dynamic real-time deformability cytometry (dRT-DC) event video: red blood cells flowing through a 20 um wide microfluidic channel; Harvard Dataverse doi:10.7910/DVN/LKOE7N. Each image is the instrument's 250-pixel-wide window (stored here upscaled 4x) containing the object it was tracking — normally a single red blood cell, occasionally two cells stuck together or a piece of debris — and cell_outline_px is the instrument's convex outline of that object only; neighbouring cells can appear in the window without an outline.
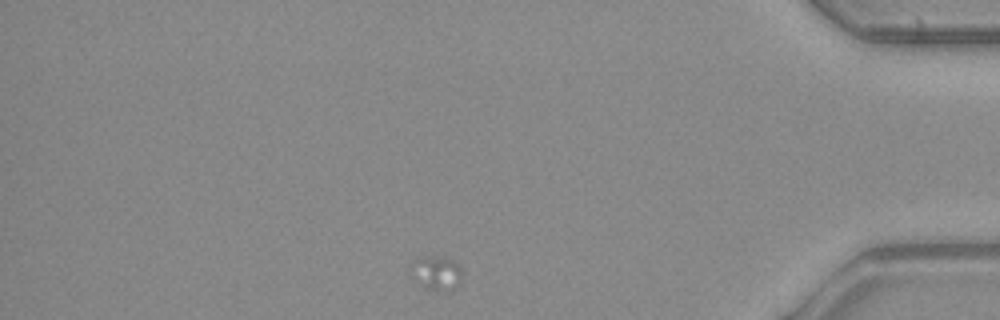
{"species": "common noctule bat (a hibernating species)", "species_latin": "Nyctalus noctula", "temperature_condition": "warm", "stored_images_in_passage": 45, "camera_frame_rate_fps": 3000, "um_per_image_px": 0.085, "animal": {"sex": "male", "body_mass_g": 23.1, "forearm_length_mm": 52.7}, "frame": {"image": 1, "passage_image": 45, "time_ms": 14.667, "image_size_px": [1000, 320], "cell_outline_px": [[460, 280], [456, 288], [452, 292], [444, 292], [428, 288], [420, 284], [412, 276], [408, 264], [412, 260], [432, 256], [452, 260], [460, 264]], "centroid_in_image_um": [37.08, 23.22], "position_along_channel_um": 398.1, "area_um2": 10.23}}